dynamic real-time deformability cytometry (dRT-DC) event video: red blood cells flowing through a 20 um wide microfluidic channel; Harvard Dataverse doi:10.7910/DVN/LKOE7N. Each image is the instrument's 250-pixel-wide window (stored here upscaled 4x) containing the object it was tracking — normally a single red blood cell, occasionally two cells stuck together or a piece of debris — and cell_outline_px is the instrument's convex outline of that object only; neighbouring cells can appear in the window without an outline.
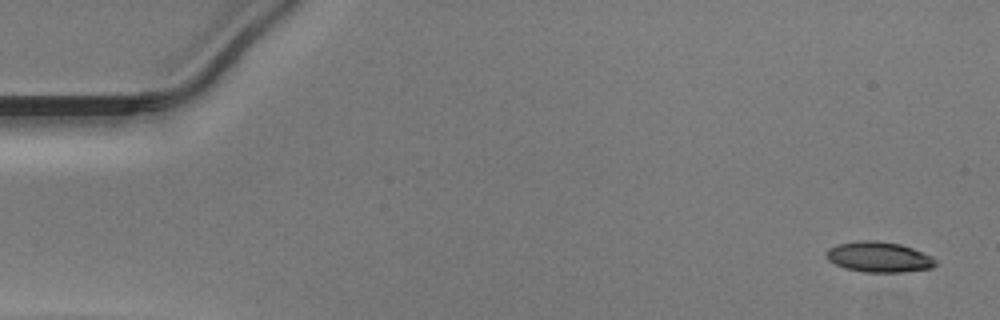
{"species": "Egyptian fruit bat (a non-hibernating species)", "species_latin": "Rousettus aegyptiacus", "temperature_condition": "warm", "stored_images_in_passage": 50, "camera_frame_rate_fps": 3000, "um_per_image_px": 0.085, "animal": {"sex": "male"}, "frame": {"image": 1, "passage_image": 1, "time_ms": 0.0, "image_size_px": [1000, 320], "cell_outline_px": [[936, 264], [932, 268], [900, 272], [864, 272], [844, 268], [828, 260], [824, 256], [824, 252], [828, 248], [836, 244], [856, 240], [876, 240], [900, 244], [912, 248], [932, 256], [936, 260]], "centroid_in_image_um": [74.65, 21.83], "position_along_channel_um": 10.3, "area_um2": 19.59}}
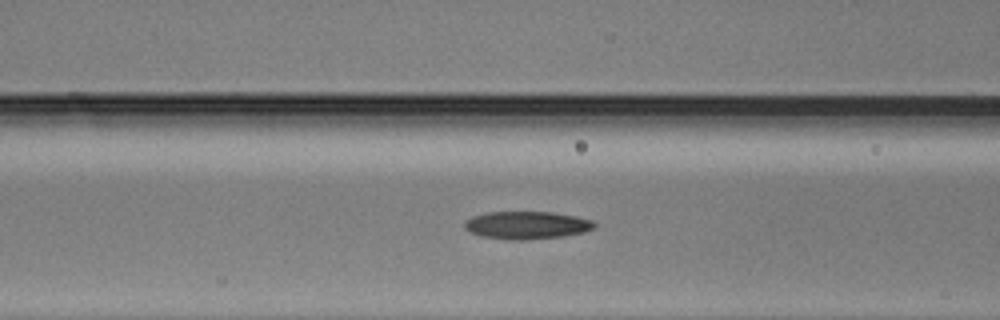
{"frame": {"image": 2, "passage_image": 19, "time_ms": 6.0, "image_size_px": [1000, 320], "cell_outline_px": [[596, 228], [584, 232], [564, 236], [528, 240], [512, 240], [480, 236], [468, 232], [464, 228], [464, 220], [472, 216], [488, 212], [552, 212], [576, 216], [592, 220], [596, 224]], "centroid_in_image_um": [44.76, 19.14], "position_along_channel_um": 121.8, "area_um2": 21.27}}
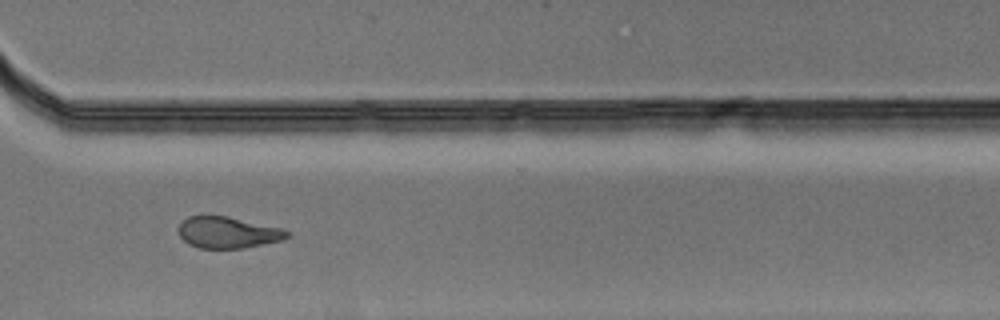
{"frame": {"image": 3, "passage_image": 36, "time_ms": 11.667, "image_size_px": [1000, 320], "cell_outline_px": [[292, 232], [288, 236], [280, 240], [244, 248], [200, 248], [188, 244], [180, 236], [180, 224], [188, 216], [200, 212], [204, 212], [228, 216], [280, 228]], "centroid_in_image_um": [19.31, 19.71], "position_along_channel_um": 351.3, "area_um2": 20.17}}